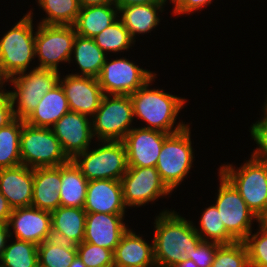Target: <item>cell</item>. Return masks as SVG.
<instances>
[{
    "instance_id": "obj_25",
    "label": "cell",
    "mask_w": 267,
    "mask_h": 267,
    "mask_svg": "<svg viewBox=\"0 0 267 267\" xmlns=\"http://www.w3.org/2000/svg\"><path fill=\"white\" fill-rule=\"evenodd\" d=\"M69 111L65 92L61 84L58 83L44 95L36 108L24 121L34 127L51 128Z\"/></svg>"
},
{
    "instance_id": "obj_3",
    "label": "cell",
    "mask_w": 267,
    "mask_h": 267,
    "mask_svg": "<svg viewBox=\"0 0 267 267\" xmlns=\"http://www.w3.org/2000/svg\"><path fill=\"white\" fill-rule=\"evenodd\" d=\"M33 14L31 8L0 37V74L6 81L32 67H37V64H34L37 25L33 23Z\"/></svg>"
},
{
    "instance_id": "obj_36",
    "label": "cell",
    "mask_w": 267,
    "mask_h": 267,
    "mask_svg": "<svg viewBox=\"0 0 267 267\" xmlns=\"http://www.w3.org/2000/svg\"><path fill=\"white\" fill-rule=\"evenodd\" d=\"M211 267H250L245 243L221 245L216 251Z\"/></svg>"
},
{
    "instance_id": "obj_21",
    "label": "cell",
    "mask_w": 267,
    "mask_h": 267,
    "mask_svg": "<svg viewBox=\"0 0 267 267\" xmlns=\"http://www.w3.org/2000/svg\"><path fill=\"white\" fill-rule=\"evenodd\" d=\"M33 169L25 165L0 169V193L14 208L31 206Z\"/></svg>"
},
{
    "instance_id": "obj_42",
    "label": "cell",
    "mask_w": 267,
    "mask_h": 267,
    "mask_svg": "<svg viewBox=\"0 0 267 267\" xmlns=\"http://www.w3.org/2000/svg\"><path fill=\"white\" fill-rule=\"evenodd\" d=\"M13 208L7 199L0 193V224H7Z\"/></svg>"
},
{
    "instance_id": "obj_30",
    "label": "cell",
    "mask_w": 267,
    "mask_h": 267,
    "mask_svg": "<svg viewBox=\"0 0 267 267\" xmlns=\"http://www.w3.org/2000/svg\"><path fill=\"white\" fill-rule=\"evenodd\" d=\"M45 12V17L38 22L44 25L73 26L79 15L78 0H35Z\"/></svg>"
},
{
    "instance_id": "obj_13",
    "label": "cell",
    "mask_w": 267,
    "mask_h": 267,
    "mask_svg": "<svg viewBox=\"0 0 267 267\" xmlns=\"http://www.w3.org/2000/svg\"><path fill=\"white\" fill-rule=\"evenodd\" d=\"M120 181L128 209L154 204L159 198H169L173 193L155 167H128Z\"/></svg>"
},
{
    "instance_id": "obj_15",
    "label": "cell",
    "mask_w": 267,
    "mask_h": 267,
    "mask_svg": "<svg viewBox=\"0 0 267 267\" xmlns=\"http://www.w3.org/2000/svg\"><path fill=\"white\" fill-rule=\"evenodd\" d=\"M61 74L59 83L65 92L70 111L92 118L105 95L97 78Z\"/></svg>"
},
{
    "instance_id": "obj_4",
    "label": "cell",
    "mask_w": 267,
    "mask_h": 267,
    "mask_svg": "<svg viewBox=\"0 0 267 267\" xmlns=\"http://www.w3.org/2000/svg\"><path fill=\"white\" fill-rule=\"evenodd\" d=\"M218 172L235 187L248 208L262 220L267 214V162L250 156L239 167L233 163H221Z\"/></svg>"
},
{
    "instance_id": "obj_9",
    "label": "cell",
    "mask_w": 267,
    "mask_h": 267,
    "mask_svg": "<svg viewBox=\"0 0 267 267\" xmlns=\"http://www.w3.org/2000/svg\"><path fill=\"white\" fill-rule=\"evenodd\" d=\"M22 165L29 168L58 167L70 161L51 128L34 127L26 122L20 136Z\"/></svg>"
},
{
    "instance_id": "obj_29",
    "label": "cell",
    "mask_w": 267,
    "mask_h": 267,
    "mask_svg": "<svg viewBox=\"0 0 267 267\" xmlns=\"http://www.w3.org/2000/svg\"><path fill=\"white\" fill-rule=\"evenodd\" d=\"M199 223L196 225L192 220L196 233L203 241L215 242L220 245H229L237 242L226 230L220 213L214 204L204 208Z\"/></svg>"
},
{
    "instance_id": "obj_35",
    "label": "cell",
    "mask_w": 267,
    "mask_h": 267,
    "mask_svg": "<svg viewBox=\"0 0 267 267\" xmlns=\"http://www.w3.org/2000/svg\"><path fill=\"white\" fill-rule=\"evenodd\" d=\"M243 241L248 251L250 267H267V223L262 220ZM256 230V231H255Z\"/></svg>"
},
{
    "instance_id": "obj_17",
    "label": "cell",
    "mask_w": 267,
    "mask_h": 267,
    "mask_svg": "<svg viewBox=\"0 0 267 267\" xmlns=\"http://www.w3.org/2000/svg\"><path fill=\"white\" fill-rule=\"evenodd\" d=\"M168 135L159 130L132 128L123 140L128 167H155Z\"/></svg>"
},
{
    "instance_id": "obj_8",
    "label": "cell",
    "mask_w": 267,
    "mask_h": 267,
    "mask_svg": "<svg viewBox=\"0 0 267 267\" xmlns=\"http://www.w3.org/2000/svg\"><path fill=\"white\" fill-rule=\"evenodd\" d=\"M91 120L93 137L97 141H123L137 125L129 95L105 94Z\"/></svg>"
},
{
    "instance_id": "obj_20",
    "label": "cell",
    "mask_w": 267,
    "mask_h": 267,
    "mask_svg": "<svg viewBox=\"0 0 267 267\" xmlns=\"http://www.w3.org/2000/svg\"><path fill=\"white\" fill-rule=\"evenodd\" d=\"M150 240L149 244L130 226L113 252L114 267H156L152 237Z\"/></svg>"
},
{
    "instance_id": "obj_22",
    "label": "cell",
    "mask_w": 267,
    "mask_h": 267,
    "mask_svg": "<svg viewBox=\"0 0 267 267\" xmlns=\"http://www.w3.org/2000/svg\"><path fill=\"white\" fill-rule=\"evenodd\" d=\"M167 3L136 4L126 7H118V18L127 28L131 38L136 42V37L151 33L161 22V13Z\"/></svg>"
},
{
    "instance_id": "obj_19",
    "label": "cell",
    "mask_w": 267,
    "mask_h": 267,
    "mask_svg": "<svg viewBox=\"0 0 267 267\" xmlns=\"http://www.w3.org/2000/svg\"><path fill=\"white\" fill-rule=\"evenodd\" d=\"M83 209L86 213L126 214L128 208L124 203L121 181H88Z\"/></svg>"
},
{
    "instance_id": "obj_39",
    "label": "cell",
    "mask_w": 267,
    "mask_h": 267,
    "mask_svg": "<svg viewBox=\"0 0 267 267\" xmlns=\"http://www.w3.org/2000/svg\"><path fill=\"white\" fill-rule=\"evenodd\" d=\"M220 246L215 242L202 241L195 250L188 253L187 258L195 262L198 267H211L216 251Z\"/></svg>"
},
{
    "instance_id": "obj_50",
    "label": "cell",
    "mask_w": 267,
    "mask_h": 267,
    "mask_svg": "<svg viewBox=\"0 0 267 267\" xmlns=\"http://www.w3.org/2000/svg\"><path fill=\"white\" fill-rule=\"evenodd\" d=\"M263 222L267 223V214L266 216L262 219Z\"/></svg>"
},
{
    "instance_id": "obj_18",
    "label": "cell",
    "mask_w": 267,
    "mask_h": 267,
    "mask_svg": "<svg viewBox=\"0 0 267 267\" xmlns=\"http://www.w3.org/2000/svg\"><path fill=\"white\" fill-rule=\"evenodd\" d=\"M127 214L87 213L83 242L114 252L123 234L129 229ZM128 224V225H127Z\"/></svg>"
},
{
    "instance_id": "obj_11",
    "label": "cell",
    "mask_w": 267,
    "mask_h": 267,
    "mask_svg": "<svg viewBox=\"0 0 267 267\" xmlns=\"http://www.w3.org/2000/svg\"><path fill=\"white\" fill-rule=\"evenodd\" d=\"M35 53L38 68L57 72L59 64L69 65L76 31L73 26L44 25L36 23ZM59 67V68H58Z\"/></svg>"
},
{
    "instance_id": "obj_32",
    "label": "cell",
    "mask_w": 267,
    "mask_h": 267,
    "mask_svg": "<svg viewBox=\"0 0 267 267\" xmlns=\"http://www.w3.org/2000/svg\"><path fill=\"white\" fill-rule=\"evenodd\" d=\"M97 46L110 57L120 53L129 52L136 44L131 38L129 31L118 18L113 24L93 37ZM110 53L114 54L111 55Z\"/></svg>"
},
{
    "instance_id": "obj_12",
    "label": "cell",
    "mask_w": 267,
    "mask_h": 267,
    "mask_svg": "<svg viewBox=\"0 0 267 267\" xmlns=\"http://www.w3.org/2000/svg\"><path fill=\"white\" fill-rule=\"evenodd\" d=\"M155 75L154 71L139 67L126 56L115 55V59L106 58L97 80L104 94L131 95Z\"/></svg>"
},
{
    "instance_id": "obj_46",
    "label": "cell",
    "mask_w": 267,
    "mask_h": 267,
    "mask_svg": "<svg viewBox=\"0 0 267 267\" xmlns=\"http://www.w3.org/2000/svg\"><path fill=\"white\" fill-rule=\"evenodd\" d=\"M173 267H198V265L193 262L191 259L186 258L178 264H175Z\"/></svg>"
},
{
    "instance_id": "obj_2",
    "label": "cell",
    "mask_w": 267,
    "mask_h": 267,
    "mask_svg": "<svg viewBox=\"0 0 267 267\" xmlns=\"http://www.w3.org/2000/svg\"><path fill=\"white\" fill-rule=\"evenodd\" d=\"M157 74L150 79L144 86L132 93L130 96L133 106V115L136 123L141 120L144 122L139 127L146 129L159 130L167 134L179 132L190 123L182 119L177 123V117L182 111L188 100L163 88H152ZM177 123V124H176Z\"/></svg>"
},
{
    "instance_id": "obj_45",
    "label": "cell",
    "mask_w": 267,
    "mask_h": 267,
    "mask_svg": "<svg viewBox=\"0 0 267 267\" xmlns=\"http://www.w3.org/2000/svg\"><path fill=\"white\" fill-rule=\"evenodd\" d=\"M81 8L86 6H100L105 4L114 3V0H78Z\"/></svg>"
},
{
    "instance_id": "obj_48",
    "label": "cell",
    "mask_w": 267,
    "mask_h": 267,
    "mask_svg": "<svg viewBox=\"0 0 267 267\" xmlns=\"http://www.w3.org/2000/svg\"><path fill=\"white\" fill-rule=\"evenodd\" d=\"M6 80L0 74V94L6 89Z\"/></svg>"
},
{
    "instance_id": "obj_14",
    "label": "cell",
    "mask_w": 267,
    "mask_h": 267,
    "mask_svg": "<svg viewBox=\"0 0 267 267\" xmlns=\"http://www.w3.org/2000/svg\"><path fill=\"white\" fill-rule=\"evenodd\" d=\"M51 130L70 160L95 143L91 118L77 112L65 113Z\"/></svg>"
},
{
    "instance_id": "obj_40",
    "label": "cell",
    "mask_w": 267,
    "mask_h": 267,
    "mask_svg": "<svg viewBox=\"0 0 267 267\" xmlns=\"http://www.w3.org/2000/svg\"><path fill=\"white\" fill-rule=\"evenodd\" d=\"M214 0H169L170 5L172 4V15L179 17L182 15L195 14L196 12L206 9L209 7Z\"/></svg>"
},
{
    "instance_id": "obj_26",
    "label": "cell",
    "mask_w": 267,
    "mask_h": 267,
    "mask_svg": "<svg viewBox=\"0 0 267 267\" xmlns=\"http://www.w3.org/2000/svg\"><path fill=\"white\" fill-rule=\"evenodd\" d=\"M108 56L97 46L93 38L76 35L72 54L69 60L77 66L79 72L70 73L75 76L97 78Z\"/></svg>"
},
{
    "instance_id": "obj_38",
    "label": "cell",
    "mask_w": 267,
    "mask_h": 267,
    "mask_svg": "<svg viewBox=\"0 0 267 267\" xmlns=\"http://www.w3.org/2000/svg\"><path fill=\"white\" fill-rule=\"evenodd\" d=\"M262 111L259 120L252 123L249 127L251 139L257 144L250 156L253 158L267 162V111Z\"/></svg>"
},
{
    "instance_id": "obj_27",
    "label": "cell",
    "mask_w": 267,
    "mask_h": 267,
    "mask_svg": "<svg viewBox=\"0 0 267 267\" xmlns=\"http://www.w3.org/2000/svg\"><path fill=\"white\" fill-rule=\"evenodd\" d=\"M118 19V7L114 3L80 8L73 25L77 35L93 38Z\"/></svg>"
},
{
    "instance_id": "obj_23",
    "label": "cell",
    "mask_w": 267,
    "mask_h": 267,
    "mask_svg": "<svg viewBox=\"0 0 267 267\" xmlns=\"http://www.w3.org/2000/svg\"><path fill=\"white\" fill-rule=\"evenodd\" d=\"M33 198L31 206L53 212L60 206L61 165L33 169Z\"/></svg>"
},
{
    "instance_id": "obj_10",
    "label": "cell",
    "mask_w": 267,
    "mask_h": 267,
    "mask_svg": "<svg viewBox=\"0 0 267 267\" xmlns=\"http://www.w3.org/2000/svg\"><path fill=\"white\" fill-rule=\"evenodd\" d=\"M217 176L219 185L213 204L220 213L227 232L237 242H243L253 231L254 222L261 220L248 208L239 192L220 172Z\"/></svg>"
},
{
    "instance_id": "obj_24",
    "label": "cell",
    "mask_w": 267,
    "mask_h": 267,
    "mask_svg": "<svg viewBox=\"0 0 267 267\" xmlns=\"http://www.w3.org/2000/svg\"><path fill=\"white\" fill-rule=\"evenodd\" d=\"M86 214L83 208L59 206L51 212L52 238L79 245L84 239Z\"/></svg>"
},
{
    "instance_id": "obj_33",
    "label": "cell",
    "mask_w": 267,
    "mask_h": 267,
    "mask_svg": "<svg viewBox=\"0 0 267 267\" xmlns=\"http://www.w3.org/2000/svg\"><path fill=\"white\" fill-rule=\"evenodd\" d=\"M76 256V245L55 238H49L38 245V261L41 267H69Z\"/></svg>"
},
{
    "instance_id": "obj_7",
    "label": "cell",
    "mask_w": 267,
    "mask_h": 267,
    "mask_svg": "<svg viewBox=\"0 0 267 267\" xmlns=\"http://www.w3.org/2000/svg\"><path fill=\"white\" fill-rule=\"evenodd\" d=\"M60 74L52 69L35 67L8 79L6 83L13 86L8 93L15 118L25 120L44 95L59 83Z\"/></svg>"
},
{
    "instance_id": "obj_1",
    "label": "cell",
    "mask_w": 267,
    "mask_h": 267,
    "mask_svg": "<svg viewBox=\"0 0 267 267\" xmlns=\"http://www.w3.org/2000/svg\"><path fill=\"white\" fill-rule=\"evenodd\" d=\"M153 222V249L156 267H173L187 258L203 241L196 233L192 219L180 212L160 209Z\"/></svg>"
},
{
    "instance_id": "obj_31",
    "label": "cell",
    "mask_w": 267,
    "mask_h": 267,
    "mask_svg": "<svg viewBox=\"0 0 267 267\" xmlns=\"http://www.w3.org/2000/svg\"><path fill=\"white\" fill-rule=\"evenodd\" d=\"M23 119L15 118L7 126L0 128V169L21 165L20 136Z\"/></svg>"
},
{
    "instance_id": "obj_37",
    "label": "cell",
    "mask_w": 267,
    "mask_h": 267,
    "mask_svg": "<svg viewBox=\"0 0 267 267\" xmlns=\"http://www.w3.org/2000/svg\"><path fill=\"white\" fill-rule=\"evenodd\" d=\"M77 255L86 267H114L113 251L88 242L76 246Z\"/></svg>"
},
{
    "instance_id": "obj_49",
    "label": "cell",
    "mask_w": 267,
    "mask_h": 267,
    "mask_svg": "<svg viewBox=\"0 0 267 267\" xmlns=\"http://www.w3.org/2000/svg\"><path fill=\"white\" fill-rule=\"evenodd\" d=\"M265 97L266 98H265L264 103H263V106L261 108H262V110L267 111V93H266V96Z\"/></svg>"
},
{
    "instance_id": "obj_34",
    "label": "cell",
    "mask_w": 267,
    "mask_h": 267,
    "mask_svg": "<svg viewBox=\"0 0 267 267\" xmlns=\"http://www.w3.org/2000/svg\"><path fill=\"white\" fill-rule=\"evenodd\" d=\"M8 243L0 258V267L39 266L38 245L33 242L18 240L13 237H10Z\"/></svg>"
},
{
    "instance_id": "obj_47",
    "label": "cell",
    "mask_w": 267,
    "mask_h": 267,
    "mask_svg": "<svg viewBox=\"0 0 267 267\" xmlns=\"http://www.w3.org/2000/svg\"><path fill=\"white\" fill-rule=\"evenodd\" d=\"M69 267H86V265L81 261V259L77 255L76 258L71 262Z\"/></svg>"
},
{
    "instance_id": "obj_28",
    "label": "cell",
    "mask_w": 267,
    "mask_h": 267,
    "mask_svg": "<svg viewBox=\"0 0 267 267\" xmlns=\"http://www.w3.org/2000/svg\"><path fill=\"white\" fill-rule=\"evenodd\" d=\"M87 185L88 180L72 160L61 165L60 206L83 208Z\"/></svg>"
},
{
    "instance_id": "obj_16",
    "label": "cell",
    "mask_w": 267,
    "mask_h": 267,
    "mask_svg": "<svg viewBox=\"0 0 267 267\" xmlns=\"http://www.w3.org/2000/svg\"><path fill=\"white\" fill-rule=\"evenodd\" d=\"M7 225L10 237L18 240L39 245L52 238L51 212L33 206L14 208Z\"/></svg>"
},
{
    "instance_id": "obj_43",
    "label": "cell",
    "mask_w": 267,
    "mask_h": 267,
    "mask_svg": "<svg viewBox=\"0 0 267 267\" xmlns=\"http://www.w3.org/2000/svg\"><path fill=\"white\" fill-rule=\"evenodd\" d=\"M169 0H114L117 7H126L136 4H155V3H169Z\"/></svg>"
},
{
    "instance_id": "obj_41",
    "label": "cell",
    "mask_w": 267,
    "mask_h": 267,
    "mask_svg": "<svg viewBox=\"0 0 267 267\" xmlns=\"http://www.w3.org/2000/svg\"><path fill=\"white\" fill-rule=\"evenodd\" d=\"M15 119L11 97L5 89L0 94V128L7 126Z\"/></svg>"
},
{
    "instance_id": "obj_6",
    "label": "cell",
    "mask_w": 267,
    "mask_h": 267,
    "mask_svg": "<svg viewBox=\"0 0 267 267\" xmlns=\"http://www.w3.org/2000/svg\"><path fill=\"white\" fill-rule=\"evenodd\" d=\"M93 146L72 159L81 173L88 181L99 179L120 181L128 168L123 141H95Z\"/></svg>"
},
{
    "instance_id": "obj_44",
    "label": "cell",
    "mask_w": 267,
    "mask_h": 267,
    "mask_svg": "<svg viewBox=\"0 0 267 267\" xmlns=\"http://www.w3.org/2000/svg\"><path fill=\"white\" fill-rule=\"evenodd\" d=\"M9 239H10V233H9L8 225L0 224V258L2 256L3 250L5 249Z\"/></svg>"
},
{
    "instance_id": "obj_5",
    "label": "cell",
    "mask_w": 267,
    "mask_h": 267,
    "mask_svg": "<svg viewBox=\"0 0 267 267\" xmlns=\"http://www.w3.org/2000/svg\"><path fill=\"white\" fill-rule=\"evenodd\" d=\"M190 125L165 138L155 166L162 181L172 192L189 177L194 165L195 149L192 146Z\"/></svg>"
}]
</instances>
